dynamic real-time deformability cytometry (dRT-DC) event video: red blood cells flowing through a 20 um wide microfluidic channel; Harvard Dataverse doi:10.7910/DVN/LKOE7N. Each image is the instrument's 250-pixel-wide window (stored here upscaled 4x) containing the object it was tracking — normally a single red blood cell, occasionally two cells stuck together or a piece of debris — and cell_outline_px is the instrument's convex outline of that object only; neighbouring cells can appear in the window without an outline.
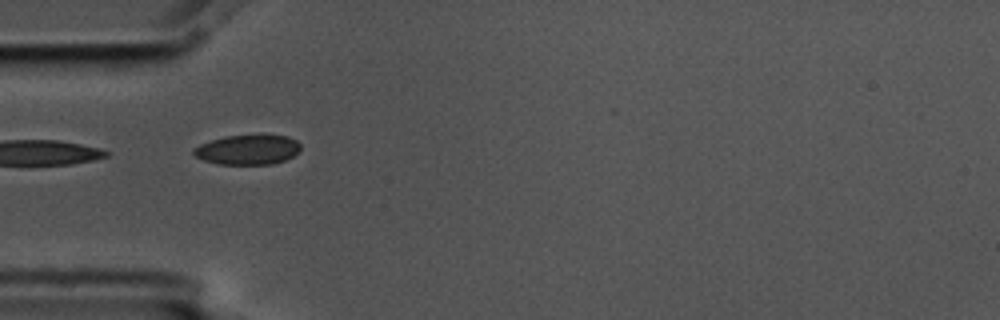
{"species": "common noctule bat (a hibernating species)", "species_latin": "Nyctalus noctula", "temperature_condition": "cold", "stored_images_in_passage": 5, "camera_frame_rate_fps": 3000, "um_per_image_px": 0.085, "animal": {"sex": "male", "body_mass_g": 17.5, "forearm_length_mm": 52.3}, "frame": {"image": 1, "passage_image": 4, "time_ms": 1.0, "image_size_px": [1000, 320], "cell_outline_px": [[300, 148], [292, 156], [284, 160], [272, 164], [220, 164], [204, 160], [196, 156], [192, 152], [192, 148], [200, 144], [224, 136], [288, 136], [296, 140], [300, 144]], "centroid_in_image_um": [21.03, 12.73], "position_along_channel_um": 64.0, "area_um2": 18.21}}